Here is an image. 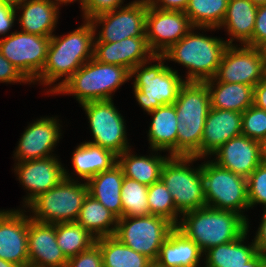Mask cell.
<instances>
[{"mask_svg":"<svg viewBox=\"0 0 266 267\" xmlns=\"http://www.w3.org/2000/svg\"><path fill=\"white\" fill-rule=\"evenodd\" d=\"M85 21L83 26L64 37L51 36L45 65L36 80L50 85L60 77H66L50 93H55L83 64L93 58L96 28L90 20Z\"/></svg>","mask_w":266,"mask_h":267,"instance_id":"1","label":"cell"},{"mask_svg":"<svg viewBox=\"0 0 266 267\" xmlns=\"http://www.w3.org/2000/svg\"><path fill=\"white\" fill-rule=\"evenodd\" d=\"M174 106L178 121L176 156L201 158V140L210 109L206 83L186 81Z\"/></svg>","mask_w":266,"mask_h":267,"instance_id":"2","label":"cell"},{"mask_svg":"<svg viewBox=\"0 0 266 267\" xmlns=\"http://www.w3.org/2000/svg\"><path fill=\"white\" fill-rule=\"evenodd\" d=\"M176 228L204 252L237 240L248 230L245 216L230 210L205 206L184 213Z\"/></svg>","mask_w":266,"mask_h":267,"instance_id":"3","label":"cell"},{"mask_svg":"<svg viewBox=\"0 0 266 267\" xmlns=\"http://www.w3.org/2000/svg\"><path fill=\"white\" fill-rule=\"evenodd\" d=\"M227 46L221 39L198 35L191 29L162 56L189 69L186 81L204 82L216 76Z\"/></svg>","mask_w":266,"mask_h":267,"instance_id":"4","label":"cell"},{"mask_svg":"<svg viewBox=\"0 0 266 267\" xmlns=\"http://www.w3.org/2000/svg\"><path fill=\"white\" fill-rule=\"evenodd\" d=\"M130 72L119 65L101 63L94 58L83 64L55 93L76 96L80 104L109 100L112 92L129 80Z\"/></svg>","mask_w":266,"mask_h":267,"instance_id":"5","label":"cell"},{"mask_svg":"<svg viewBox=\"0 0 266 267\" xmlns=\"http://www.w3.org/2000/svg\"><path fill=\"white\" fill-rule=\"evenodd\" d=\"M155 60L159 63L146 67L144 62L130 72V77L136 74L133 86L136 100L148 113L162 105L174 104L180 88L186 82L177 71L164 65L162 60L166 59L162 55H155Z\"/></svg>","mask_w":266,"mask_h":267,"instance_id":"6","label":"cell"},{"mask_svg":"<svg viewBox=\"0 0 266 267\" xmlns=\"http://www.w3.org/2000/svg\"><path fill=\"white\" fill-rule=\"evenodd\" d=\"M67 175L65 172V178L57 186L39 194L27 205L34 213L31 219L52 224L76 222L88 194V185L70 180Z\"/></svg>","mask_w":266,"mask_h":267,"instance_id":"7","label":"cell"},{"mask_svg":"<svg viewBox=\"0 0 266 267\" xmlns=\"http://www.w3.org/2000/svg\"><path fill=\"white\" fill-rule=\"evenodd\" d=\"M195 159L198 158L170 156L161 171L160 180L170 191L176 210L181 214L206 206L202 165L196 170L188 167Z\"/></svg>","mask_w":266,"mask_h":267,"instance_id":"8","label":"cell"},{"mask_svg":"<svg viewBox=\"0 0 266 267\" xmlns=\"http://www.w3.org/2000/svg\"><path fill=\"white\" fill-rule=\"evenodd\" d=\"M206 206L241 214L249 208L247 178L210 161L202 164Z\"/></svg>","mask_w":266,"mask_h":267,"instance_id":"9","label":"cell"},{"mask_svg":"<svg viewBox=\"0 0 266 267\" xmlns=\"http://www.w3.org/2000/svg\"><path fill=\"white\" fill-rule=\"evenodd\" d=\"M176 226L155 215L118 219L115 237L151 261H156L163 242Z\"/></svg>","mask_w":266,"mask_h":267,"instance_id":"10","label":"cell"},{"mask_svg":"<svg viewBox=\"0 0 266 267\" xmlns=\"http://www.w3.org/2000/svg\"><path fill=\"white\" fill-rule=\"evenodd\" d=\"M51 37L13 32L0 39L1 54L30 82L41 74Z\"/></svg>","mask_w":266,"mask_h":267,"instance_id":"11","label":"cell"},{"mask_svg":"<svg viewBox=\"0 0 266 267\" xmlns=\"http://www.w3.org/2000/svg\"><path fill=\"white\" fill-rule=\"evenodd\" d=\"M89 119L94 141L90 142L113 151L116 155L129 149L124 119L112 99L81 104Z\"/></svg>","mask_w":266,"mask_h":267,"instance_id":"12","label":"cell"},{"mask_svg":"<svg viewBox=\"0 0 266 267\" xmlns=\"http://www.w3.org/2000/svg\"><path fill=\"white\" fill-rule=\"evenodd\" d=\"M147 8L148 0H137L121 7L120 11L115 9L94 17L90 20L94 28L97 23L103 24L101 33L99 32V37L94 42L114 43L131 37L146 38Z\"/></svg>","mask_w":266,"mask_h":267,"instance_id":"13","label":"cell"},{"mask_svg":"<svg viewBox=\"0 0 266 267\" xmlns=\"http://www.w3.org/2000/svg\"><path fill=\"white\" fill-rule=\"evenodd\" d=\"M192 28L195 29L184 12L161 10L148 2L145 37L153 54H164Z\"/></svg>","mask_w":266,"mask_h":267,"instance_id":"14","label":"cell"},{"mask_svg":"<svg viewBox=\"0 0 266 267\" xmlns=\"http://www.w3.org/2000/svg\"><path fill=\"white\" fill-rule=\"evenodd\" d=\"M263 58L256 47L228 45L213 81L241 83L255 87L262 80Z\"/></svg>","mask_w":266,"mask_h":267,"instance_id":"15","label":"cell"},{"mask_svg":"<svg viewBox=\"0 0 266 267\" xmlns=\"http://www.w3.org/2000/svg\"><path fill=\"white\" fill-rule=\"evenodd\" d=\"M30 217L24 212L0 211V258L19 267H29L28 230Z\"/></svg>","mask_w":266,"mask_h":267,"instance_id":"16","label":"cell"},{"mask_svg":"<svg viewBox=\"0 0 266 267\" xmlns=\"http://www.w3.org/2000/svg\"><path fill=\"white\" fill-rule=\"evenodd\" d=\"M29 267H66L65 257L56 241V224L31 219L28 230Z\"/></svg>","mask_w":266,"mask_h":267,"instance_id":"17","label":"cell"},{"mask_svg":"<svg viewBox=\"0 0 266 267\" xmlns=\"http://www.w3.org/2000/svg\"><path fill=\"white\" fill-rule=\"evenodd\" d=\"M14 170L19 175L20 182L31 192L25 198V205L39 194L57 186L65 178L66 172L53 156L18 162Z\"/></svg>","mask_w":266,"mask_h":267,"instance_id":"18","label":"cell"},{"mask_svg":"<svg viewBox=\"0 0 266 267\" xmlns=\"http://www.w3.org/2000/svg\"><path fill=\"white\" fill-rule=\"evenodd\" d=\"M93 58L101 63L122 66L131 72L137 65L155 60V54L146 38L131 37L114 43L94 42Z\"/></svg>","mask_w":266,"mask_h":267,"instance_id":"19","label":"cell"},{"mask_svg":"<svg viewBox=\"0 0 266 267\" xmlns=\"http://www.w3.org/2000/svg\"><path fill=\"white\" fill-rule=\"evenodd\" d=\"M59 125L52 117L41 118L30 124L21 136L15 153L16 159L23 162L51 157L49 154L59 141Z\"/></svg>","mask_w":266,"mask_h":267,"instance_id":"20","label":"cell"},{"mask_svg":"<svg viewBox=\"0 0 266 267\" xmlns=\"http://www.w3.org/2000/svg\"><path fill=\"white\" fill-rule=\"evenodd\" d=\"M242 135V113L210 107L201 140V158L214 153L230 139Z\"/></svg>","mask_w":266,"mask_h":267,"instance_id":"21","label":"cell"},{"mask_svg":"<svg viewBox=\"0 0 266 267\" xmlns=\"http://www.w3.org/2000/svg\"><path fill=\"white\" fill-rule=\"evenodd\" d=\"M214 154L215 163L245 178L261 164L259 142L244 135L230 139Z\"/></svg>","mask_w":266,"mask_h":267,"instance_id":"22","label":"cell"},{"mask_svg":"<svg viewBox=\"0 0 266 267\" xmlns=\"http://www.w3.org/2000/svg\"><path fill=\"white\" fill-rule=\"evenodd\" d=\"M123 181L124 172L118 163L87 181L88 194L98 200L118 219L122 218L121 188Z\"/></svg>","mask_w":266,"mask_h":267,"instance_id":"23","label":"cell"},{"mask_svg":"<svg viewBox=\"0 0 266 267\" xmlns=\"http://www.w3.org/2000/svg\"><path fill=\"white\" fill-rule=\"evenodd\" d=\"M22 7L19 23L22 31L45 37H51L57 23L58 6L51 0H24L15 5V9Z\"/></svg>","mask_w":266,"mask_h":267,"instance_id":"24","label":"cell"},{"mask_svg":"<svg viewBox=\"0 0 266 267\" xmlns=\"http://www.w3.org/2000/svg\"><path fill=\"white\" fill-rule=\"evenodd\" d=\"M203 251L175 228L163 242L156 261L163 267H198Z\"/></svg>","mask_w":266,"mask_h":267,"instance_id":"25","label":"cell"},{"mask_svg":"<svg viewBox=\"0 0 266 267\" xmlns=\"http://www.w3.org/2000/svg\"><path fill=\"white\" fill-rule=\"evenodd\" d=\"M210 97V107L243 113L253 105L254 87L241 83L204 81ZM217 85V87L213 86ZM215 88V89H214ZM214 89V90H213Z\"/></svg>","mask_w":266,"mask_h":267,"instance_id":"26","label":"cell"},{"mask_svg":"<svg viewBox=\"0 0 266 267\" xmlns=\"http://www.w3.org/2000/svg\"><path fill=\"white\" fill-rule=\"evenodd\" d=\"M153 115L149 127V142L155 151L167 150L170 156H176L177 114L174 104L162 105L148 113Z\"/></svg>","mask_w":266,"mask_h":267,"instance_id":"27","label":"cell"},{"mask_svg":"<svg viewBox=\"0 0 266 267\" xmlns=\"http://www.w3.org/2000/svg\"><path fill=\"white\" fill-rule=\"evenodd\" d=\"M117 163L118 155L113 151L90 142L79 145L72 157L75 172L87 181Z\"/></svg>","mask_w":266,"mask_h":267,"instance_id":"28","label":"cell"},{"mask_svg":"<svg viewBox=\"0 0 266 267\" xmlns=\"http://www.w3.org/2000/svg\"><path fill=\"white\" fill-rule=\"evenodd\" d=\"M258 6L249 0H229L224 19L220 25L227 26L229 35L232 39L227 41L232 45L233 37L240 40L241 44L246 45L253 35L255 18Z\"/></svg>","mask_w":266,"mask_h":267,"instance_id":"29","label":"cell"},{"mask_svg":"<svg viewBox=\"0 0 266 267\" xmlns=\"http://www.w3.org/2000/svg\"><path fill=\"white\" fill-rule=\"evenodd\" d=\"M76 222L98 239L115 235L118 218L98 200L87 194ZM111 225L114 227L109 228Z\"/></svg>","mask_w":266,"mask_h":267,"instance_id":"30","label":"cell"},{"mask_svg":"<svg viewBox=\"0 0 266 267\" xmlns=\"http://www.w3.org/2000/svg\"><path fill=\"white\" fill-rule=\"evenodd\" d=\"M129 150L127 149L118 155V164L123 169L124 177L136 180L146 186L158 182L161 177L163 165L169 156L167 158L157 155L152 157H137V155H130Z\"/></svg>","mask_w":266,"mask_h":267,"instance_id":"31","label":"cell"},{"mask_svg":"<svg viewBox=\"0 0 266 267\" xmlns=\"http://www.w3.org/2000/svg\"><path fill=\"white\" fill-rule=\"evenodd\" d=\"M247 232L248 230L235 241L207 250L206 267H245V264L258 253L254 242L249 246L242 244Z\"/></svg>","mask_w":266,"mask_h":267,"instance_id":"32","label":"cell"},{"mask_svg":"<svg viewBox=\"0 0 266 267\" xmlns=\"http://www.w3.org/2000/svg\"><path fill=\"white\" fill-rule=\"evenodd\" d=\"M96 243L102 252L103 267H147L151 262L146 256L126 246L114 235L98 238Z\"/></svg>","mask_w":266,"mask_h":267,"instance_id":"33","label":"cell"},{"mask_svg":"<svg viewBox=\"0 0 266 267\" xmlns=\"http://www.w3.org/2000/svg\"><path fill=\"white\" fill-rule=\"evenodd\" d=\"M229 0H189L184 13L195 28H220Z\"/></svg>","mask_w":266,"mask_h":267,"instance_id":"34","label":"cell"},{"mask_svg":"<svg viewBox=\"0 0 266 267\" xmlns=\"http://www.w3.org/2000/svg\"><path fill=\"white\" fill-rule=\"evenodd\" d=\"M56 241L67 259L89 249L96 238L77 222L56 223Z\"/></svg>","mask_w":266,"mask_h":267,"instance_id":"35","label":"cell"},{"mask_svg":"<svg viewBox=\"0 0 266 267\" xmlns=\"http://www.w3.org/2000/svg\"><path fill=\"white\" fill-rule=\"evenodd\" d=\"M147 197L148 186L124 177L121 188L122 217L151 215Z\"/></svg>","mask_w":266,"mask_h":267,"instance_id":"36","label":"cell"},{"mask_svg":"<svg viewBox=\"0 0 266 267\" xmlns=\"http://www.w3.org/2000/svg\"><path fill=\"white\" fill-rule=\"evenodd\" d=\"M149 211L151 215L163 217L175 226L178 225V211L170 191L161 180L148 186Z\"/></svg>","mask_w":266,"mask_h":267,"instance_id":"37","label":"cell"},{"mask_svg":"<svg viewBox=\"0 0 266 267\" xmlns=\"http://www.w3.org/2000/svg\"><path fill=\"white\" fill-rule=\"evenodd\" d=\"M242 135L258 142L266 138V111L251 105L242 113Z\"/></svg>","mask_w":266,"mask_h":267,"instance_id":"38","label":"cell"},{"mask_svg":"<svg viewBox=\"0 0 266 267\" xmlns=\"http://www.w3.org/2000/svg\"><path fill=\"white\" fill-rule=\"evenodd\" d=\"M247 190L249 208L259 203L266 208V164L261 163L247 177Z\"/></svg>","mask_w":266,"mask_h":267,"instance_id":"39","label":"cell"},{"mask_svg":"<svg viewBox=\"0 0 266 267\" xmlns=\"http://www.w3.org/2000/svg\"><path fill=\"white\" fill-rule=\"evenodd\" d=\"M66 267H103L100 246L95 243L89 249L69 258Z\"/></svg>","mask_w":266,"mask_h":267,"instance_id":"40","label":"cell"},{"mask_svg":"<svg viewBox=\"0 0 266 267\" xmlns=\"http://www.w3.org/2000/svg\"><path fill=\"white\" fill-rule=\"evenodd\" d=\"M123 0H85L82 7L84 11L85 20H91L94 17L114 11L117 8H121Z\"/></svg>","mask_w":266,"mask_h":267,"instance_id":"41","label":"cell"},{"mask_svg":"<svg viewBox=\"0 0 266 267\" xmlns=\"http://www.w3.org/2000/svg\"><path fill=\"white\" fill-rule=\"evenodd\" d=\"M265 40H266V5H262L258 6L252 39L246 45L257 48Z\"/></svg>","mask_w":266,"mask_h":267,"instance_id":"42","label":"cell"},{"mask_svg":"<svg viewBox=\"0 0 266 267\" xmlns=\"http://www.w3.org/2000/svg\"><path fill=\"white\" fill-rule=\"evenodd\" d=\"M29 82L0 52V82Z\"/></svg>","mask_w":266,"mask_h":267,"instance_id":"43","label":"cell"},{"mask_svg":"<svg viewBox=\"0 0 266 267\" xmlns=\"http://www.w3.org/2000/svg\"><path fill=\"white\" fill-rule=\"evenodd\" d=\"M15 5L0 1V35H5L11 29L16 18Z\"/></svg>","mask_w":266,"mask_h":267,"instance_id":"44","label":"cell"},{"mask_svg":"<svg viewBox=\"0 0 266 267\" xmlns=\"http://www.w3.org/2000/svg\"><path fill=\"white\" fill-rule=\"evenodd\" d=\"M159 1H160V4L162 5L158 4ZM148 2L152 7L158 8L161 10H172V11L184 12L188 6L189 0H148Z\"/></svg>","mask_w":266,"mask_h":267,"instance_id":"45","label":"cell"},{"mask_svg":"<svg viewBox=\"0 0 266 267\" xmlns=\"http://www.w3.org/2000/svg\"><path fill=\"white\" fill-rule=\"evenodd\" d=\"M254 243L257 251L266 257V209L264 210L260 227L254 238Z\"/></svg>","mask_w":266,"mask_h":267,"instance_id":"46","label":"cell"},{"mask_svg":"<svg viewBox=\"0 0 266 267\" xmlns=\"http://www.w3.org/2000/svg\"><path fill=\"white\" fill-rule=\"evenodd\" d=\"M253 105L266 111V82L260 81L254 87Z\"/></svg>","mask_w":266,"mask_h":267,"instance_id":"47","label":"cell"},{"mask_svg":"<svg viewBox=\"0 0 266 267\" xmlns=\"http://www.w3.org/2000/svg\"><path fill=\"white\" fill-rule=\"evenodd\" d=\"M266 264V257L259 252L245 264V267H263Z\"/></svg>","mask_w":266,"mask_h":267,"instance_id":"48","label":"cell"},{"mask_svg":"<svg viewBox=\"0 0 266 267\" xmlns=\"http://www.w3.org/2000/svg\"><path fill=\"white\" fill-rule=\"evenodd\" d=\"M261 163L266 164V138L259 142Z\"/></svg>","mask_w":266,"mask_h":267,"instance_id":"49","label":"cell"},{"mask_svg":"<svg viewBox=\"0 0 266 267\" xmlns=\"http://www.w3.org/2000/svg\"><path fill=\"white\" fill-rule=\"evenodd\" d=\"M257 48L260 51L263 60H266V40L262 42Z\"/></svg>","mask_w":266,"mask_h":267,"instance_id":"50","label":"cell"},{"mask_svg":"<svg viewBox=\"0 0 266 267\" xmlns=\"http://www.w3.org/2000/svg\"><path fill=\"white\" fill-rule=\"evenodd\" d=\"M0 267H19L18 265L0 258Z\"/></svg>","mask_w":266,"mask_h":267,"instance_id":"51","label":"cell"},{"mask_svg":"<svg viewBox=\"0 0 266 267\" xmlns=\"http://www.w3.org/2000/svg\"><path fill=\"white\" fill-rule=\"evenodd\" d=\"M262 81L266 82V60H263L262 65Z\"/></svg>","mask_w":266,"mask_h":267,"instance_id":"52","label":"cell"},{"mask_svg":"<svg viewBox=\"0 0 266 267\" xmlns=\"http://www.w3.org/2000/svg\"><path fill=\"white\" fill-rule=\"evenodd\" d=\"M55 1H57V2H55L57 5L60 3V4H62V3H70V2H73V1H75V0H55ZM58 1H59V3H58ZM81 2V6L83 7V5H84V2H85V0H80Z\"/></svg>","mask_w":266,"mask_h":267,"instance_id":"53","label":"cell"},{"mask_svg":"<svg viewBox=\"0 0 266 267\" xmlns=\"http://www.w3.org/2000/svg\"><path fill=\"white\" fill-rule=\"evenodd\" d=\"M256 6L266 5V0H249Z\"/></svg>","mask_w":266,"mask_h":267,"instance_id":"54","label":"cell"},{"mask_svg":"<svg viewBox=\"0 0 266 267\" xmlns=\"http://www.w3.org/2000/svg\"><path fill=\"white\" fill-rule=\"evenodd\" d=\"M1 2H7V3H11V4H18V3H21L22 1L24 0H0Z\"/></svg>","mask_w":266,"mask_h":267,"instance_id":"55","label":"cell"},{"mask_svg":"<svg viewBox=\"0 0 266 267\" xmlns=\"http://www.w3.org/2000/svg\"><path fill=\"white\" fill-rule=\"evenodd\" d=\"M147 267H163L161 264H159L157 261H151Z\"/></svg>","mask_w":266,"mask_h":267,"instance_id":"56","label":"cell"}]
</instances>
